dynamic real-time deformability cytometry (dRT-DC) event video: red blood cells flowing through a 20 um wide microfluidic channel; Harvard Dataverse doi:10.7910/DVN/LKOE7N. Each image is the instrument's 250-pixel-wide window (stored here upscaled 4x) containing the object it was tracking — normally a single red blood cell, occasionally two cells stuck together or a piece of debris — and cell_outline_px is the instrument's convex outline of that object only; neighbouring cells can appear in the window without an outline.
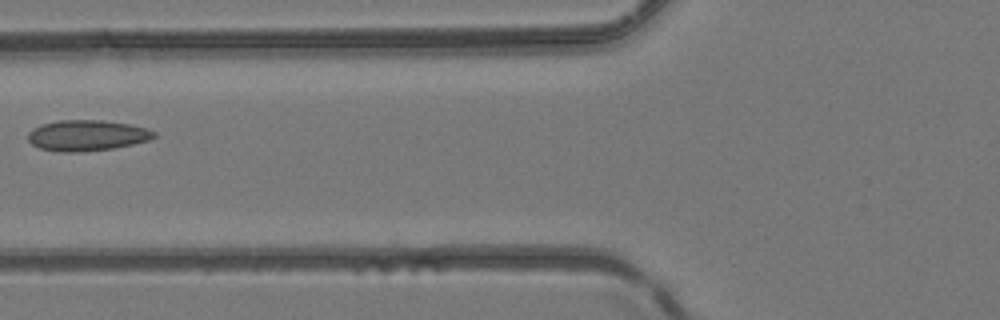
{"species": "common noctule bat (a hibernating species)", "species_latin": "Nyctalus noctula", "temperature_condition": "room temperature", "stored_images_in_passage": 5, "camera_frame_rate_fps": 3000, "um_per_image_px": 0.085, "animal": {"sex": "female", "body_mass_g": 24.6, "forearm_length_mm": 56.2}, "frame": {"image": 1, "passage_image": 5, "time_ms": 1.333, "image_size_px": [1000, 320], "cell_outline_px": [[156, 136], [148, 140], [132, 144], [112, 148], [80, 152], [60, 152], [40, 148], [32, 144], [28, 140], [28, 132], [32, 128], [40, 124], [56, 120], [100, 120], [128, 124], [148, 128], [156, 132]], "centroid_in_image_um": [7.36, 11.5], "position_along_channel_um": 118.4, "area_um2": 22.66}}